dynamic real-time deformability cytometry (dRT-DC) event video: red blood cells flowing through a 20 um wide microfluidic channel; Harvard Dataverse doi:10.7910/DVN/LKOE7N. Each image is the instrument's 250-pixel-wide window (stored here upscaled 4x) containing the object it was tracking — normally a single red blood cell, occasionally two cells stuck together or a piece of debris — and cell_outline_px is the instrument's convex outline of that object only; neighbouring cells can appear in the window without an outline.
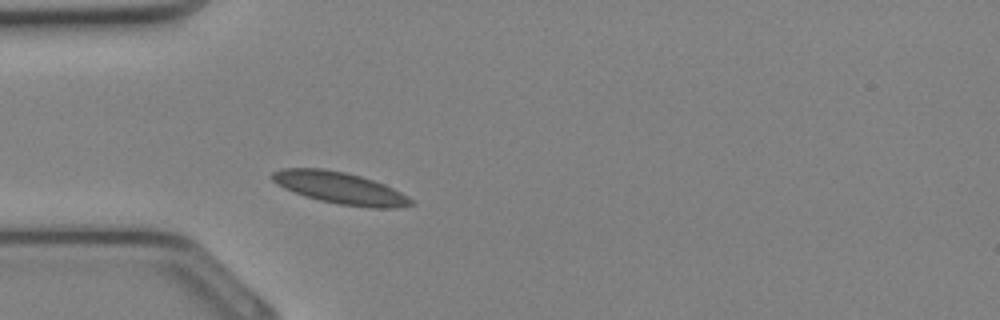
{"species": "Egyptian fruit bat (a non-hibernating species)", "species_latin": "Rousettus aegyptiacus", "temperature_condition": "cold", "stored_images_in_passage": 25, "camera_frame_rate_fps": 3000, "um_per_image_px": 0.085, "animal": {"sex": "female"}, "frame": {"image": 1, "passage_image": 1, "time_ms": 0.0, "image_size_px": [1000, 320], "cell_outline_px": [[416, 204], [400, 208], [372, 208], [340, 204], [320, 200], [304, 196], [284, 188], [276, 184], [272, 180], [272, 172], [280, 168], [324, 168], [344, 172], [360, 176], [384, 184], [408, 196]], "centroid_in_image_um": [28.9, 15.98], "position_along_channel_um": 56.1, "area_um2": 25.72}}
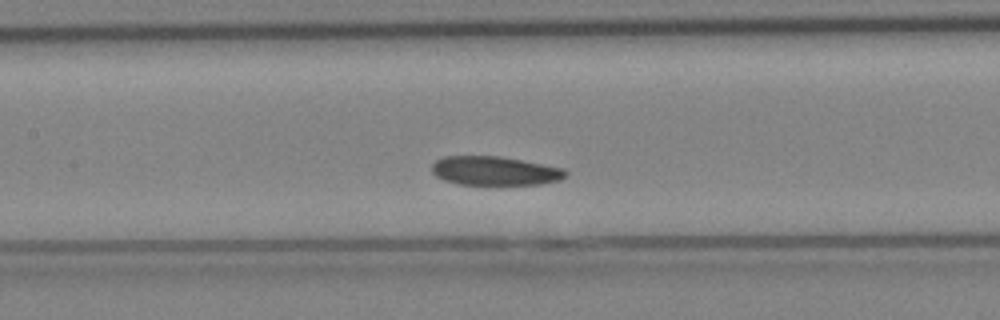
{"frame": {"image": 2, "passage_image": 7, "time_ms": 2.0, "image_size_px": [1000, 320], "cell_outline_px": [[568, 176], [560, 180], [540, 184], [460, 184], [444, 180], [436, 176], [432, 172], [432, 164], [436, 160], [444, 156], [500, 156], [564, 168], [568, 172]], "centroid_in_image_um": [42.08, 14.51], "position_along_channel_um": 165.3, "area_um2": 22.54}}
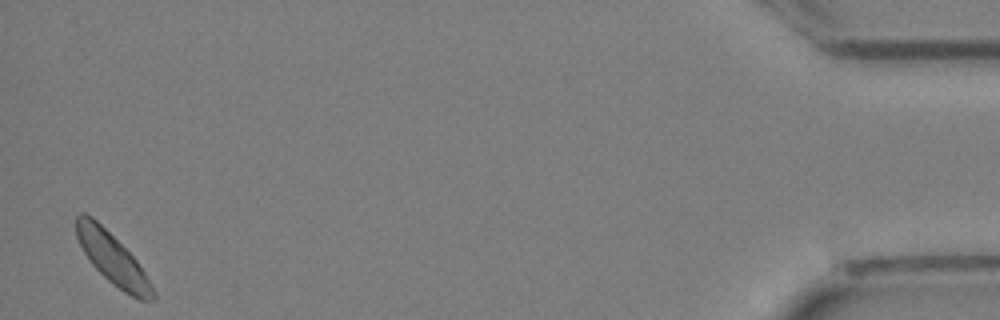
{"frame": {"image": 3, "passage_image": 25, "time_ms": 8.0, "image_size_px": [1000, 320], "cell_outline_px": [[156, 296], [152, 300], [140, 300], [124, 292], [112, 284], [92, 264], [84, 252], [76, 236], [76, 216], [80, 212], [84, 212], [92, 216], [136, 260], [144, 272], [156, 292]], "centroid_in_image_um": [9.56, 22.0], "position_along_channel_um": 425.6, "area_um2": 22.25}}